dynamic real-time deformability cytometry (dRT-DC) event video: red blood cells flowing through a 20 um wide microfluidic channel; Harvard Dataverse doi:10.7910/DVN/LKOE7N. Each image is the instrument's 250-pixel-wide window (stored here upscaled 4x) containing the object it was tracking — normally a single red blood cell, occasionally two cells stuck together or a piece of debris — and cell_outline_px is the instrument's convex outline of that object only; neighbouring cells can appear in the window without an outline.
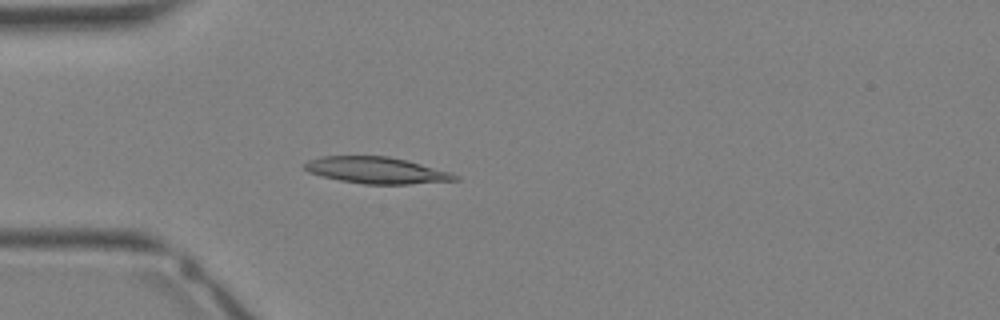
{"species": "Egyptian fruit bat (a non-hibernating species)", "species_latin": "Rousettus aegyptiacus", "temperature_condition": "warm", "stored_images_in_passage": 33, "camera_frame_rate_fps": 3000, "um_per_image_px": 0.085, "animal": {"sex": "female"}, "frame": {"image": 1, "passage_image": 9, "time_ms": 2.667, "image_size_px": [1000, 320], "cell_outline_px": [[460, 180], [408, 184], [364, 184], [340, 180], [308, 172], [304, 168], [304, 164], [308, 160], [320, 156], [388, 156], [408, 160], [452, 172], [460, 176]], "centroid_in_image_um": [32.05, 14.47], "position_along_channel_um": 52.9, "area_um2": 23.35}}
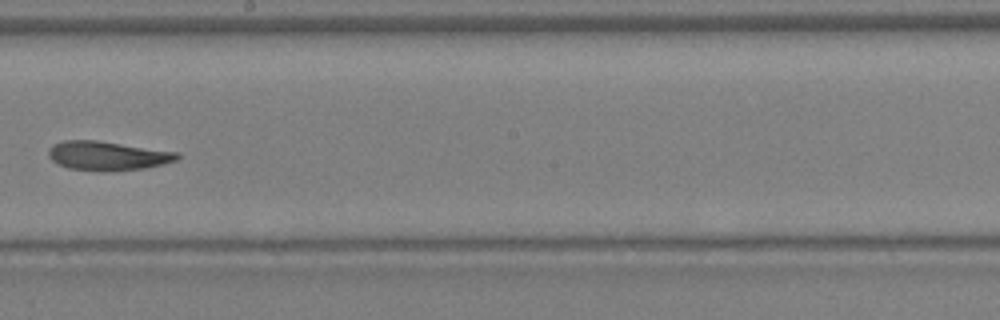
{"frame": {"image": 2, "passage_image": 19, "time_ms": 6.0, "image_size_px": [1000, 320], "cell_outline_px": [[180, 156], [176, 160], [144, 168], [100, 172], [68, 168], [52, 160], [48, 156], [48, 148], [52, 144], [64, 140], [96, 140], [180, 152]], "centroid_in_image_um": [9.11, 13.23], "position_along_channel_um": 239.1, "area_um2": 21.85}}
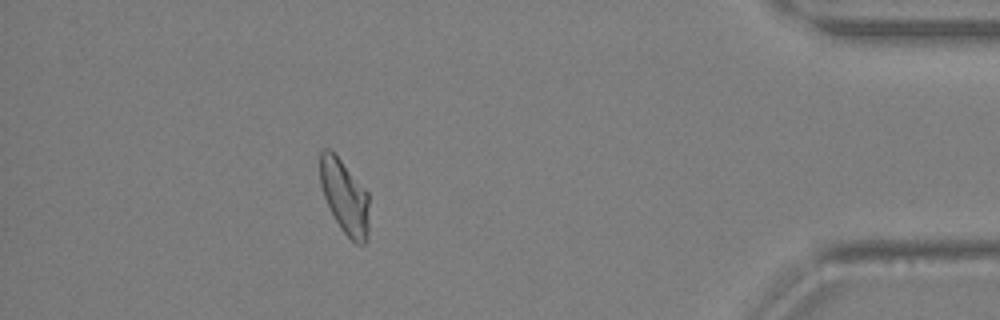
{"frame": {"image": 3, "passage_image": 30, "time_ms": 9.667, "image_size_px": [1000, 320], "cell_outline_px": [[368, 232], [364, 244], [356, 244], [340, 228], [324, 196], [320, 184], [320, 152], [324, 148], [328, 148], [340, 160], [368, 192]], "centroid_in_image_um": [29.29, 16.73], "position_along_channel_um": 405.9, "area_um2": 20.69}}